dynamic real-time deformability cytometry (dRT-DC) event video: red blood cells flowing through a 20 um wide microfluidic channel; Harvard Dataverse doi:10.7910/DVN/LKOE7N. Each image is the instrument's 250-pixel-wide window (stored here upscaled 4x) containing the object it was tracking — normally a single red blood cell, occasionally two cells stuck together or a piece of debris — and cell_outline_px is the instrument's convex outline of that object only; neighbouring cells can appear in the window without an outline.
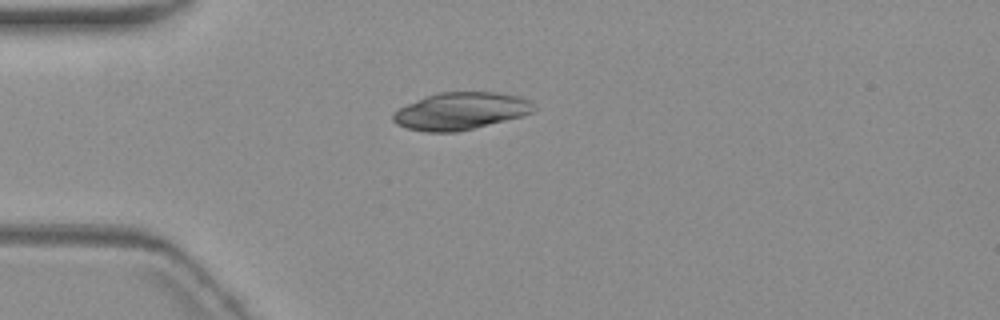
{"species": "common noctule bat (a hibernating species)", "species_latin": "Nyctalus noctula", "temperature_condition": "warm", "stored_images_in_passage": 3, "camera_frame_rate_fps": 3000, "um_per_image_px": 0.085, "animal": {"sex": "female", "body_mass_g": 19.3, "forearm_length_mm": 54.1}, "frame": {"image": 1, "passage_image": 1, "time_ms": 0.0, "image_size_px": [1000, 320], "cell_outline_px": [[536, 108], [532, 112], [524, 116], [456, 132], [424, 132], [408, 128], [396, 124], [392, 120], [392, 112], [408, 104], [428, 96], [440, 92], [496, 92], [520, 96], [528, 100]], "centroid_in_image_um": [39.17, 9.44], "position_along_channel_um": 45.8, "area_um2": 30.4}}